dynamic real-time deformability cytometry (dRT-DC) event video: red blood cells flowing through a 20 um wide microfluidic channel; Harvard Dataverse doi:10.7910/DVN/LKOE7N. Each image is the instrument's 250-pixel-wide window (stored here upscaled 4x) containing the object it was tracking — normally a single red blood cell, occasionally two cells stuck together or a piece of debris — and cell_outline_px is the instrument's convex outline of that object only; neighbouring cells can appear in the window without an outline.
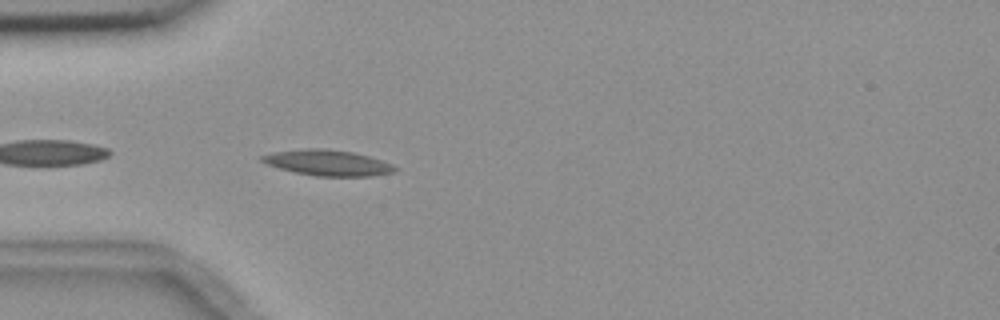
{"species": "common noctule bat (a hibernating species)", "species_latin": "Nyctalus noctula", "temperature_condition": "room temperature", "stored_images_in_passage": 3, "camera_frame_rate_fps": 3000, "um_per_image_px": 0.085, "animal": {"sex": "female", "body_mass_g": 18.4}, "frame": {"image": 1, "passage_image": 3, "time_ms": 2.333, "image_size_px": [1000, 320], "cell_outline_px": [[400, 168], [392, 172], [368, 176], [316, 176], [296, 172], [280, 168], [268, 164], [260, 160], [260, 156], [272, 152], [304, 148], [328, 148], [352, 152], [368, 156], [392, 164]], "centroid_in_image_um": [27.84, 13.82], "position_along_channel_um": 57.2, "area_um2": 19.83}}